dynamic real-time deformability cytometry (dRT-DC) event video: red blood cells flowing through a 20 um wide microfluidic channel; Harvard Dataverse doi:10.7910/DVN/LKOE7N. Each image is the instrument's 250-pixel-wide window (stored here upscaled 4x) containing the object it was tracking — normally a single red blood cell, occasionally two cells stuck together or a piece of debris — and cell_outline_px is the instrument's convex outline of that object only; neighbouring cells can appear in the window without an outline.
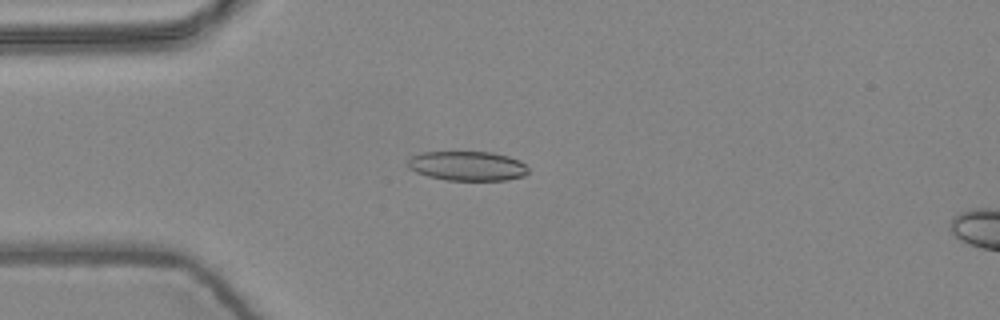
{"species": "common noctule bat (a hibernating species)", "species_latin": "Nyctalus noctula", "temperature_condition": "warm", "stored_images_in_passage": 6, "camera_frame_rate_fps": 3000, "um_per_image_px": 0.085, "animal": {"sex": "female", "body_mass_g": 24.6, "forearm_length_mm": 56.2}, "frame": {"image": 1, "passage_image": 4, "time_ms": 1.0, "image_size_px": [1000, 320], "cell_outline_px": [[528, 172], [524, 176], [508, 180], [444, 180], [428, 176], [416, 172], [408, 168], [408, 160], [412, 156], [424, 152], [492, 152], [508, 156], [520, 160], [528, 168]], "centroid_in_image_um": [39.74, 14.11], "position_along_channel_um": 45.3, "area_um2": 20.75}}
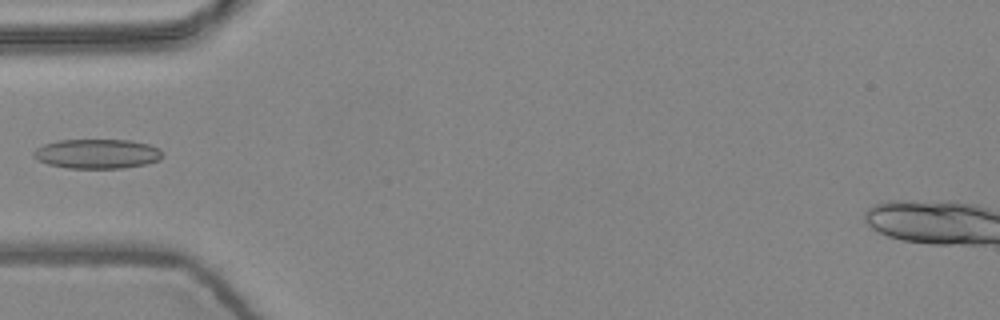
{"frame": {"image": 2, "passage_image": 5, "time_ms": 1.333, "image_size_px": [1000, 320], "cell_outline_px": [[164, 156], [160, 160], [148, 164], [124, 168], [68, 168], [48, 164], [36, 160], [32, 156], [32, 152], [36, 148], [44, 144], [56, 140], [132, 140], [148, 144], [160, 148]], "centroid_in_image_um": [8.27, 13.07], "position_along_channel_um": 76.7, "area_um2": 22.54}}
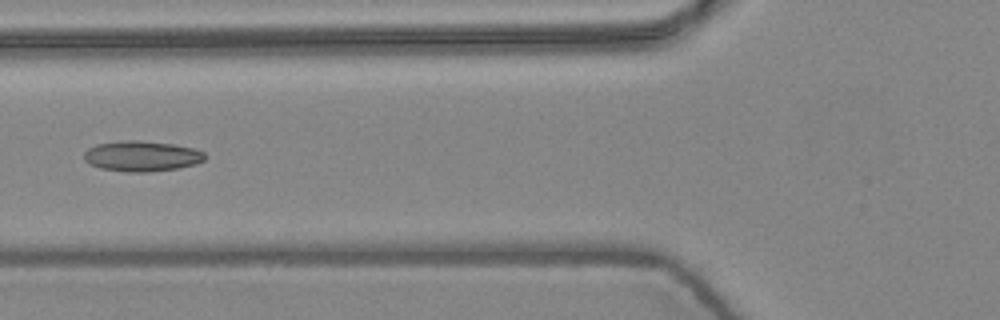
{"frame": {"image": 3, "passage_image": 6, "time_ms": 1.667, "image_size_px": [1000, 320], "cell_outline_px": [[204, 160], [196, 164], [176, 168], [148, 172], [128, 172], [100, 168], [88, 164], [84, 160], [84, 152], [88, 148], [96, 144], [128, 140], [140, 140], [172, 144], [192, 148], [204, 152]], "centroid_in_image_um": [12.01, 13.27], "position_along_channel_um": 113.8, "area_um2": 21.39}}